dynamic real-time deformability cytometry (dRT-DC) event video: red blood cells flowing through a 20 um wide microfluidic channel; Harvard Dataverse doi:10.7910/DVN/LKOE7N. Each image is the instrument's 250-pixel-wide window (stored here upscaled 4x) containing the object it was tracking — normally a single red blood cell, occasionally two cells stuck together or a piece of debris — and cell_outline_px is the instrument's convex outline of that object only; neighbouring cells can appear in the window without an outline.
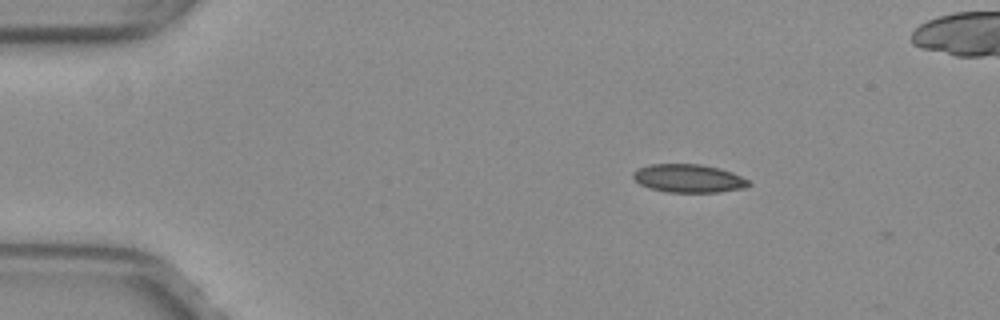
{"species": "common noctule bat (a hibernating species)", "species_latin": "Nyctalus noctula", "temperature_condition": "warm", "stored_images_in_passage": 7, "camera_frame_rate_fps": 3000, "um_per_image_px": 0.085, "animal": {"sex": "female", "body_mass_g": 29.2, "forearm_length_mm": 56.3}, "frame": {"image": 1, "passage_image": 1, "time_ms": 0.0, "image_size_px": [1000, 320], "cell_outline_px": [[752, 184], [744, 188], [720, 192], [668, 192], [648, 188], [640, 184], [632, 176], [632, 172], [640, 168], [652, 164], [700, 164], [720, 168], [732, 172], [748, 180]], "centroid_in_image_um": [58.54, 15.16], "position_along_channel_um": 26.5, "area_um2": 19.02}}